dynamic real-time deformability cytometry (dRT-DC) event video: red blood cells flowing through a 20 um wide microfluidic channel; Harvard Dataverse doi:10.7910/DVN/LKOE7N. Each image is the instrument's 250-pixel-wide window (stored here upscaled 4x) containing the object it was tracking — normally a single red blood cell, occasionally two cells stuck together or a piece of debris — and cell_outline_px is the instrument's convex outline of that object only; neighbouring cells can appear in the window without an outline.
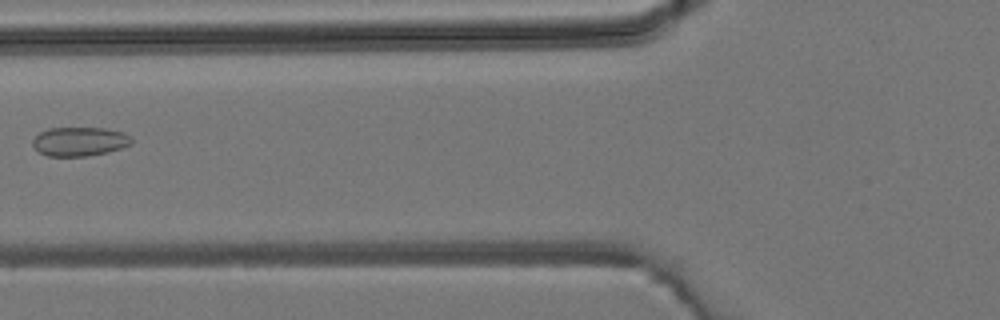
{"species": "common noctule bat (a hibernating species)", "species_latin": "Nyctalus noctula", "temperature_condition": "room temperature", "stored_images_in_passage": 6, "camera_frame_rate_fps": 3000, "um_per_image_px": 0.085, "animal": {"sex": "male", "body_mass_g": 19.2, "forearm_length_mm": 51.8}, "frame": {"image": 1, "passage_image": 6, "time_ms": 6.0, "image_size_px": [1000, 320], "cell_outline_px": [[132, 144], [108, 152], [84, 156], [48, 156], [40, 152], [32, 144], [32, 140], [40, 132], [48, 128], [104, 128], [124, 132], [132, 136]], "centroid_in_image_um": [6.79, 12.02], "position_along_channel_um": 119.0, "area_um2": 16.7}}